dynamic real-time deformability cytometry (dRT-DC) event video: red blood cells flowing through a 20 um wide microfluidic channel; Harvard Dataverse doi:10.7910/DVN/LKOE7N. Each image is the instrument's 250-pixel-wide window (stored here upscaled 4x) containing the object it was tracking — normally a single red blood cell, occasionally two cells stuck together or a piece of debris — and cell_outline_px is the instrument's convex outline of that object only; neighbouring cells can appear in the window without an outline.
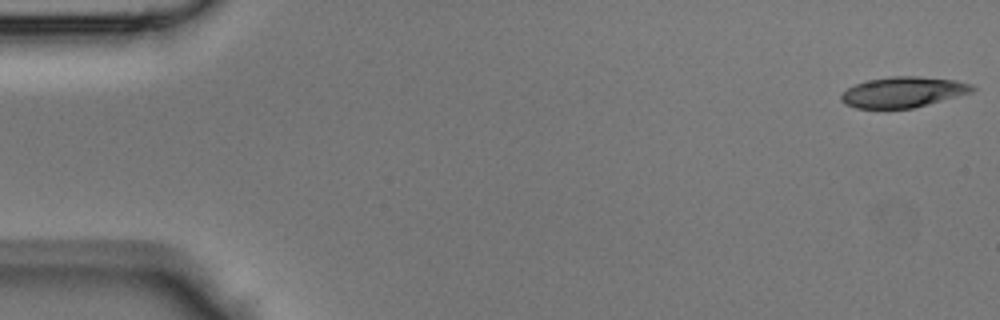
{"species": "Egyptian fruit bat (a non-hibernating species)", "species_latin": "Rousettus aegyptiacus", "temperature_condition": "room temperature", "stored_images_in_passage": 12, "camera_frame_rate_fps": 3000, "um_per_image_px": 0.085, "animal": {"sex": "male"}, "frame": {"image": 1, "passage_image": 1, "time_ms": 0.0, "image_size_px": [1000, 320], "cell_outline_px": [[976, 88], [972, 92], [912, 108], [856, 108], [844, 104], [840, 100], [840, 96], [848, 88], [856, 84], [868, 80], [892, 76], [916, 76], [956, 80], [972, 84]], "centroid_in_image_um": [76.75, 7.82], "position_along_channel_um": 8.2, "area_um2": 23.18}}
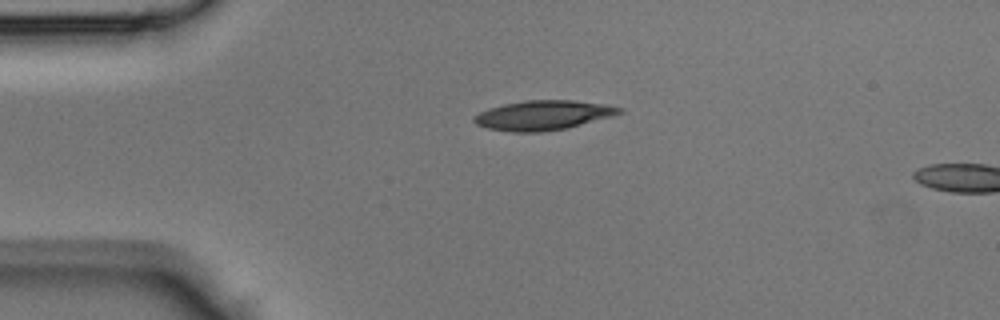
{"frame": {"image": 2, "passage_image": 10, "time_ms": 3.0, "image_size_px": [1000, 320], "cell_outline_px": [[624, 112], [612, 116], [568, 128], [544, 132], [512, 132], [488, 128], [476, 124], [472, 120], [480, 112], [488, 108], [504, 104], [524, 100], [572, 100], [604, 104], [624, 108]], "centroid_in_image_um": [46.19, 9.79], "position_along_channel_um": 38.8, "area_um2": 25.09}}